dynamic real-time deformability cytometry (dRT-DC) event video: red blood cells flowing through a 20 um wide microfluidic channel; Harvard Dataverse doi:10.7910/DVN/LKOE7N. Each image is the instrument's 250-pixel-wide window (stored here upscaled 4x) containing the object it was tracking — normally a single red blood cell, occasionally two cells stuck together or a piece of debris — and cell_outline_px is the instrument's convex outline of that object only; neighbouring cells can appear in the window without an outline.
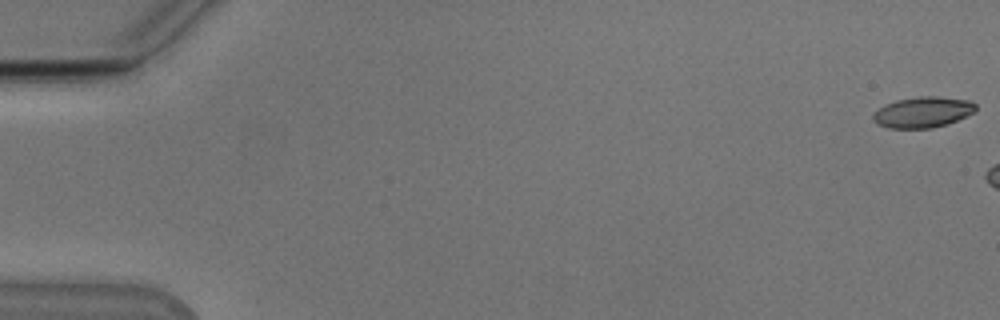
{"species": "Egyptian fruit bat (a non-hibernating species)", "species_latin": "Rousettus aegyptiacus", "temperature_condition": "cold", "stored_images_in_passage": 7, "camera_frame_rate_fps": 3000, "um_per_image_px": 0.085, "animal": {"sex": "male"}, "frame": {"image": 1, "passage_image": 1, "time_ms": 0.0, "image_size_px": [1000, 320], "cell_outline_px": [[976, 108], [972, 112], [948, 124], [932, 128], [888, 128], [876, 124], [872, 120], [872, 116], [884, 104], [896, 100], [920, 96], [940, 96], [968, 100], [976, 104]], "centroid_in_image_um": [78.4, 9.53], "position_along_channel_um": 6.6, "area_um2": 18.38}}